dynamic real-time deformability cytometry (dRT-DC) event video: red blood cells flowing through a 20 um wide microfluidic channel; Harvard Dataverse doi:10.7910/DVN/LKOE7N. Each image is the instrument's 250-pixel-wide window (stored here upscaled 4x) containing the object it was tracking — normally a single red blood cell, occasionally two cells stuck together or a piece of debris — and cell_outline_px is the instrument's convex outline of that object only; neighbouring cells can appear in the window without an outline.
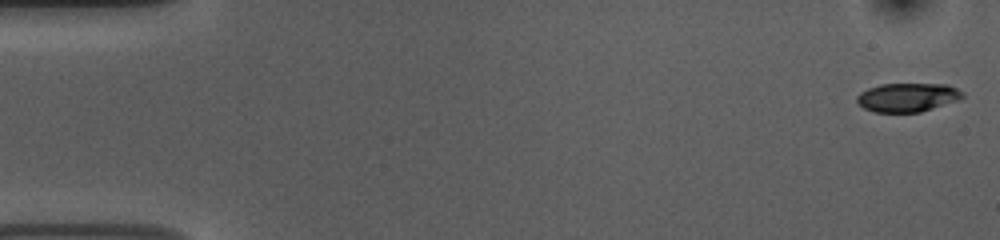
{"species": "common noctule bat (a hibernating species)", "species_latin": "Nyctalus noctula", "temperature_condition": "room temperature", "stored_images_in_passage": 53, "camera_frame_rate_fps": 3000, "um_per_image_px": 0.085, "animal": {"sex": "female", "body_mass_g": 10.0, "forearm_length_mm": 53.1}, "frame": {"image": 1, "passage_image": 1, "time_ms": 0.0, "image_size_px": [1000, 240], "cell_outline_px": [[964, 96], [956, 100], [920, 112], [876, 112], [864, 108], [856, 100], [856, 96], [860, 92], [868, 88], [880, 84], [948, 84], [964, 92]], "centroid_in_image_um": [77.12, 8.26], "position_along_channel_um": 7.9, "area_um2": 17.57}}
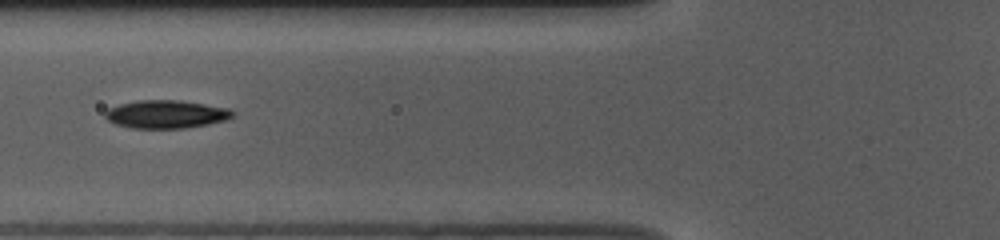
{"frame": {"image": 2, "passage_image": 20, "time_ms": 6.333, "image_size_px": [1000, 240], "cell_outline_px": [[236, 116], [228, 120], [208, 124], [184, 128], [132, 128], [116, 124], [108, 120], [104, 116], [104, 112], [108, 108], [120, 104], [140, 100], [176, 100], [204, 104], [228, 108], [236, 112]], "centroid_in_image_um": [14.15, 9.71], "position_along_channel_um": 111.6, "area_um2": 20.92}}
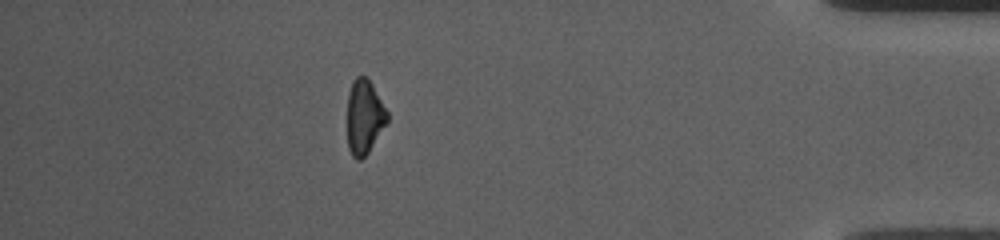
{"frame": {"image": 3, "passage_image": 47, "time_ms": 15.333, "image_size_px": [1000, 240], "cell_outline_px": [[388, 120], [368, 152], [360, 160], [356, 160], [352, 156], [348, 148], [348, 92], [352, 80], [356, 76], [368, 76], [388, 112]], "centroid_in_image_um": [30.96, 9.9], "position_along_channel_um": 404.2, "area_um2": 17.34}, "authors_computed_cell_mechanics": {"area_um2": 18.9584, "velocity_mm_per_s": 3.7559, "shape_relaxation_time_tau1_ms": 4.2413, "shape_relaxation_time_tau2_ms": null, "deformation_change_tau1": 0.1335, "deformation_change_tau2": null}}